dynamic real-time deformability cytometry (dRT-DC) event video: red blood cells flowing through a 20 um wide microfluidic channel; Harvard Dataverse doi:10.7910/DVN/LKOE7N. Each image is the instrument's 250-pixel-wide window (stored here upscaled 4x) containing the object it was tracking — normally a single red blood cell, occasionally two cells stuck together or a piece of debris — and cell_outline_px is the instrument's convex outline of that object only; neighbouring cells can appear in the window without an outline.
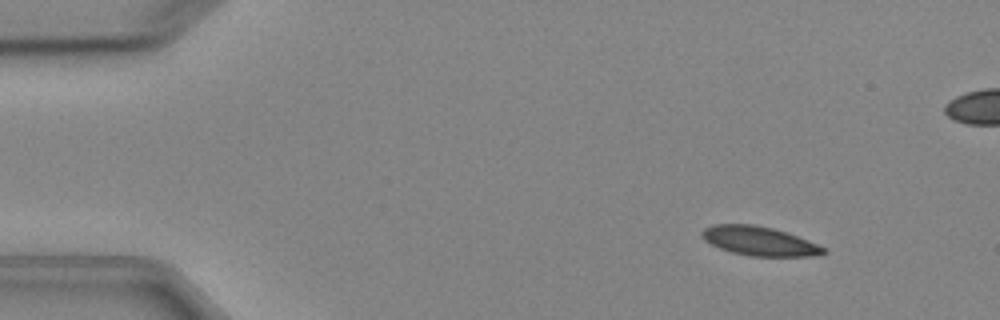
{"species": "Egyptian fruit bat (a non-hibernating species)", "species_latin": "Rousettus aegyptiacus", "temperature_condition": "cold", "stored_images_in_passage": 4, "camera_frame_rate_fps": 3000, "um_per_image_px": 0.085, "animal": {"sex": "female"}, "frame": {"image": 1, "passage_image": 1, "time_ms": 0.0, "image_size_px": [1000, 320], "cell_outline_px": [[828, 252], [812, 256], [748, 256], [732, 252], [720, 248], [704, 240], [700, 236], [700, 232], [704, 228], [712, 224], [756, 224], [788, 232], [808, 240], [824, 248]], "centroid_in_image_um": [64.51, 20.48], "position_along_channel_um": 20.5, "area_um2": 20.69}}